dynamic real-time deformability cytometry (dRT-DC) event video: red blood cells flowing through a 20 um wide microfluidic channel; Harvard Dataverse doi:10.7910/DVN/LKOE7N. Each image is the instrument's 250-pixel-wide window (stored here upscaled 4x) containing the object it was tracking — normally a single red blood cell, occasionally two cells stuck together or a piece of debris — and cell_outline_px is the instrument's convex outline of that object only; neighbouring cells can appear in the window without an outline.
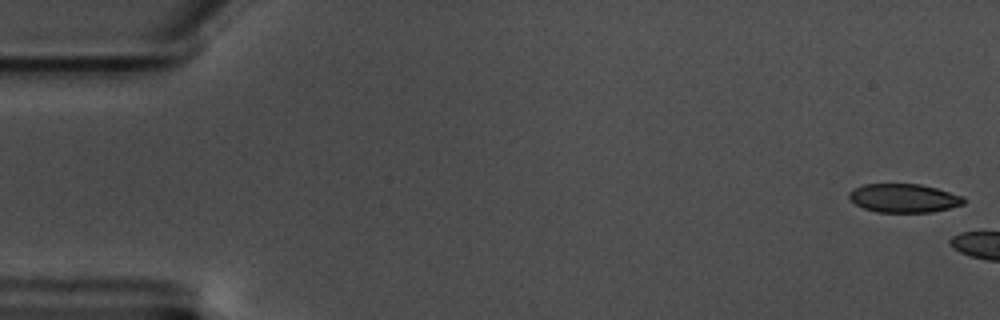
{"species": "common noctule bat (a hibernating species)", "species_latin": "Nyctalus noctula", "temperature_condition": "warm", "stored_images_in_passage": 6, "camera_frame_rate_fps": 3000, "um_per_image_px": 0.085, "animal": {"sex": "male", "body_mass_g": 17.5, "forearm_length_mm": 52.3}, "frame": {"image": 1, "passage_image": 1, "time_ms": 0.0, "image_size_px": [1000, 320], "cell_outline_px": [[964, 204], [932, 212], [876, 212], [864, 208], [856, 204], [848, 196], [848, 192], [852, 188], [864, 184], [920, 184], [936, 188], [964, 196]], "centroid_in_image_um": [76.81, 16.83], "position_along_channel_um": 8.2, "area_um2": 19.13}}